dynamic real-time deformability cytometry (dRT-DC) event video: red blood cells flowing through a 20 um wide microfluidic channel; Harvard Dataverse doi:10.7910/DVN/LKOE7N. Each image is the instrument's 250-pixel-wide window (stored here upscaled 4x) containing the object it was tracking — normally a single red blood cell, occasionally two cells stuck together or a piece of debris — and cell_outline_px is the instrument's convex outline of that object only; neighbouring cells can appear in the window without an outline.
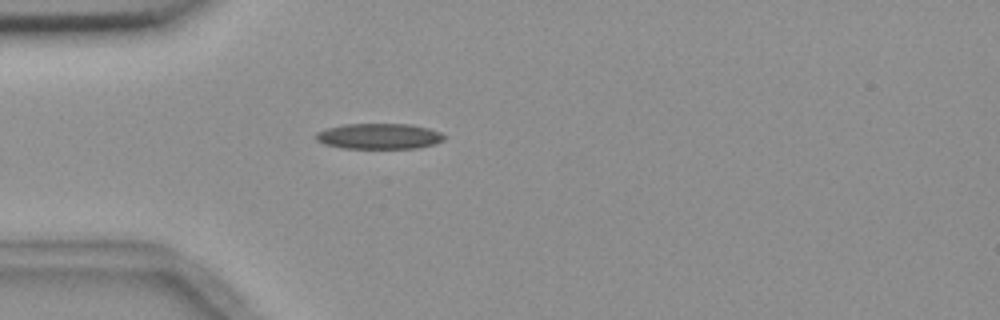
{"species": "common noctule bat (a hibernating species)", "species_latin": "Nyctalus noctula", "temperature_condition": "room temperature", "stored_images_in_passage": 5, "camera_frame_rate_fps": 3000, "um_per_image_px": 0.085, "animal": {"sex": "female", "body_mass_g": 18.4}, "frame": {"image": 1, "passage_image": 5, "time_ms": 4.333, "image_size_px": [1000, 320], "cell_outline_px": [[448, 136], [444, 140], [436, 144], [416, 148], [344, 148], [324, 144], [316, 140], [316, 132], [324, 128], [344, 124], [412, 124], [428, 128], [440, 132]], "centroid_in_image_um": [32.24, 11.57], "position_along_channel_um": 52.8, "area_um2": 19.36}}